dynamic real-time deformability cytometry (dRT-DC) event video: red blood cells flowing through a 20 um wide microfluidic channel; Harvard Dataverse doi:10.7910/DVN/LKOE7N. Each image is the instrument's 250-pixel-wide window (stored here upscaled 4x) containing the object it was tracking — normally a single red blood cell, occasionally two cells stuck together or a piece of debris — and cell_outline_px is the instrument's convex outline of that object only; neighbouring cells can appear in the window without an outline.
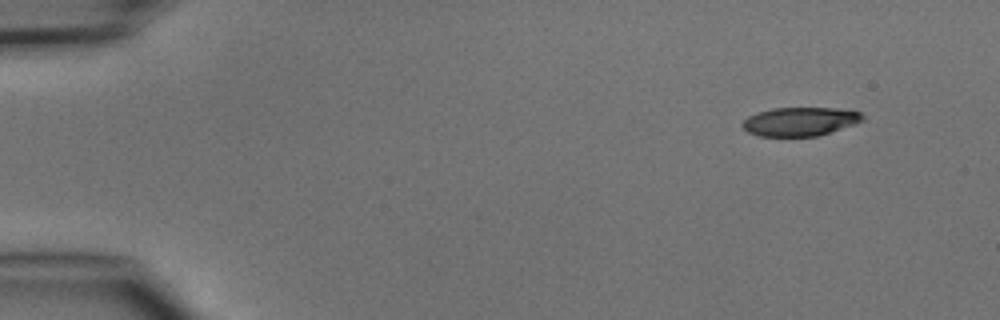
{"species": "common noctule bat (a hibernating species)", "species_latin": "Nyctalus noctula", "temperature_condition": "cold", "stored_images_in_passage": 4, "camera_frame_rate_fps": 3000, "um_per_image_px": 0.085, "animal": {"sex": "male", "body_mass_g": 15.6}, "frame": {"image": 1, "passage_image": 1, "time_ms": 0.0, "image_size_px": [1000, 320], "cell_outline_px": [[864, 120], [816, 136], [760, 136], [748, 132], [740, 124], [748, 116], [756, 112], [772, 108], [836, 108], [860, 112], [864, 116]], "centroid_in_image_um": [67.95, 10.32], "position_along_channel_um": 17.1, "area_um2": 19.88}}
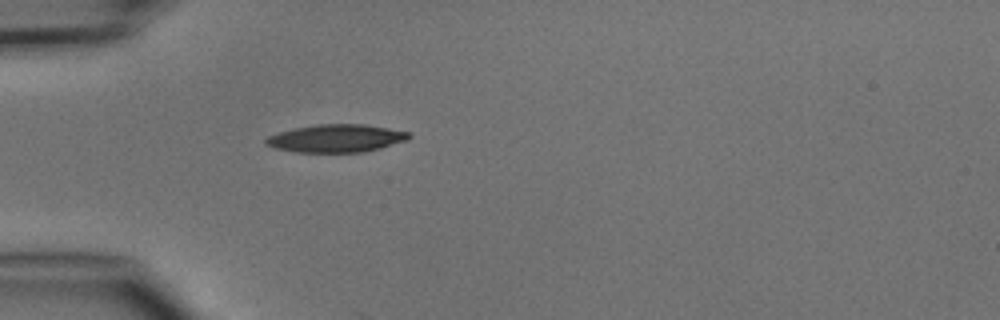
{"frame": {"image": 2, "passage_image": 4, "time_ms": 3.333, "image_size_px": [1000, 320], "cell_outline_px": [[412, 136], [408, 140], [380, 148], [364, 152], [296, 152], [276, 148], [264, 144], [264, 140], [268, 136], [280, 132], [296, 128], [320, 124], [364, 124], [388, 128], [408, 132]], "centroid_in_image_um": [28.59, 11.76], "position_along_channel_um": 56.4, "area_um2": 23.06}}